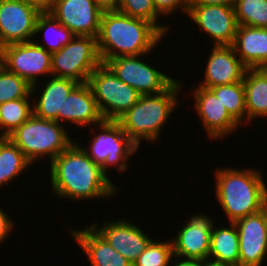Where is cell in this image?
<instances>
[{
	"label": "cell",
	"instance_id": "obj_39",
	"mask_svg": "<svg viewBox=\"0 0 267 266\" xmlns=\"http://www.w3.org/2000/svg\"><path fill=\"white\" fill-rule=\"evenodd\" d=\"M261 211L264 213L265 218H266V222H267V190H266L265 196H264L263 201H262Z\"/></svg>",
	"mask_w": 267,
	"mask_h": 266
},
{
	"label": "cell",
	"instance_id": "obj_11",
	"mask_svg": "<svg viewBox=\"0 0 267 266\" xmlns=\"http://www.w3.org/2000/svg\"><path fill=\"white\" fill-rule=\"evenodd\" d=\"M43 10L25 0H0V46L30 42Z\"/></svg>",
	"mask_w": 267,
	"mask_h": 266
},
{
	"label": "cell",
	"instance_id": "obj_16",
	"mask_svg": "<svg viewBox=\"0 0 267 266\" xmlns=\"http://www.w3.org/2000/svg\"><path fill=\"white\" fill-rule=\"evenodd\" d=\"M91 226L132 264L152 241L143 230L127 220L109 221L100 229H97V223Z\"/></svg>",
	"mask_w": 267,
	"mask_h": 266
},
{
	"label": "cell",
	"instance_id": "obj_17",
	"mask_svg": "<svg viewBox=\"0 0 267 266\" xmlns=\"http://www.w3.org/2000/svg\"><path fill=\"white\" fill-rule=\"evenodd\" d=\"M236 56L232 45L213 46L204 81L198 86L211 88L243 81L247 67Z\"/></svg>",
	"mask_w": 267,
	"mask_h": 266
},
{
	"label": "cell",
	"instance_id": "obj_21",
	"mask_svg": "<svg viewBox=\"0 0 267 266\" xmlns=\"http://www.w3.org/2000/svg\"><path fill=\"white\" fill-rule=\"evenodd\" d=\"M232 46L247 68H267V28L238 25Z\"/></svg>",
	"mask_w": 267,
	"mask_h": 266
},
{
	"label": "cell",
	"instance_id": "obj_41",
	"mask_svg": "<svg viewBox=\"0 0 267 266\" xmlns=\"http://www.w3.org/2000/svg\"><path fill=\"white\" fill-rule=\"evenodd\" d=\"M2 47L0 46V68L2 67Z\"/></svg>",
	"mask_w": 267,
	"mask_h": 266
},
{
	"label": "cell",
	"instance_id": "obj_40",
	"mask_svg": "<svg viewBox=\"0 0 267 266\" xmlns=\"http://www.w3.org/2000/svg\"><path fill=\"white\" fill-rule=\"evenodd\" d=\"M201 266H221V265L210 263V262H204Z\"/></svg>",
	"mask_w": 267,
	"mask_h": 266
},
{
	"label": "cell",
	"instance_id": "obj_3",
	"mask_svg": "<svg viewBox=\"0 0 267 266\" xmlns=\"http://www.w3.org/2000/svg\"><path fill=\"white\" fill-rule=\"evenodd\" d=\"M215 176L216 196L230 223L261 211L267 188L260 171L221 168Z\"/></svg>",
	"mask_w": 267,
	"mask_h": 266
},
{
	"label": "cell",
	"instance_id": "obj_8",
	"mask_svg": "<svg viewBox=\"0 0 267 266\" xmlns=\"http://www.w3.org/2000/svg\"><path fill=\"white\" fill-rule=\"evenodd\" d=\"M98 127L102 133L93 137L90 150L83 146L82 148L106 176L111 165L117 166L119 172H124L127 169L128 157L139 147L123 131L118 121L104 120Z\"/></svg>",
	"mask_w": 267,
	"mask_h": 266
},
{
	"label": "cell",
	"instance_id": "obj_14",
	"mask_svg": "<svg viewBox=\"0 0 267 266\" xmlns=\"http://www.w3.org/2000/svg\"><path fill=\"white\" fill-rule=\"evenodd\" d=\"M239 236V266H261L267 256V222L262 211L234 222Z\"/></svg>",
	"mask_w": 267,
	"mask_h": 266
},
{
	"label": "cell",
	"instance_id": "obj_35",
	"mask_svg": "<svg viewBox=\"0 0 267 266\" xmlns=\"http://www.w3.org/2000/svg\"><path fill=\"white\" fill-rule=\"evenodd\" d=\"M102 12L118 11L121 0H94Z\"/></svg>",
	"mask_w": 267,
	"mask_h": 266
},
{
	"label": "cell",
	"instance_id": "obj_29",
	"mask_svg": "<svg viewBox=\"0 0 267 266\" xmlns=\"http://www.w3.org/2000/svg\"><path fill=\"white\" fill-rule=\"evenodd\" d=\"M234 10L238 25L267 28V0H236Z\"/></svg>",
	"mask_w": 267,
	"mask_h": 266
},
{
	"label": "cell",
	"instance_id": "obj_23",
	"mask_svg": "<svg viewBox=\"0 0 267 266\" xmlns=\"http://www.w3.org/2000/svg\"><path fill=\"white\" fill-rule=\"evenodd\" d=\"M247 122L267 116V68H247L244 78Z\"/></svg>",
	"mask_w": 267,
	"mask_h": 266
},
{
	"label": "cell",
	"instance_id": "obj_4",
	"mask_svg": "<svg viewBox=\"0 0 267 266\" xmlns=\"http://www.w3.org/2000/svg\"><path fill=\"white\" fill-rule=\"evenodd\" d=\"M181 85L179 80H175L161 93L140 95L138 101L117 120L138 147L141 138L148 141L158 139L161 128L176 107L177 91Z\"/></svg>",
	"mask_w": 267,
	"mask_h": 266
},
{
	"label": "cell",
	"instance_id": "obj_36",
	"mask_svg": "<svg viewBox=\"0 0 267 266\" xmlns=\"http://www.w3.org/2000/svg\"><path fill=\"white\" fill-rule=\"evenodd\" d=\"M236 0H188V5H225L234 7Z\"/></svg>",
	"mask_w": 267,
	"mask_h": 266
},
{
	"label": "cell",
	"instance_id": "obj_24",
	"mask_svg": "<svg viewBox=\"0 0 267 266\" xmlns=\"http://www.w3.org/2000/svg\"><path fill=\"white\" fill-rule=\"evenodd\" d=\"M214 228L211 232L208 261L221 266H239V236L237 227ZM210 257H213L210 259Z\"/></svg>",
	"mask_w": 267,
	"mask_h": 266
},
{
	"label": "cell",
	"instance_id": "obj_27",
	"mask_svg": "<svg viewBox=\"0 0 267 266\" xmlns=\"http://www.w3.org/2000/svg\"><path fill=\"white\" fill-rule=\"evenodd\" d=\"M32 94L0 104V128L3 129L0 137H7L33 115V104L28 101Z\"/></svg>",
	"mask_w": 267,
	"mask_h": 266
},
{
	"label": "cell",
	"instance_id": "obj_33",
	"mask_svg": "<svg viewBox=\"0 0 267 266\" xmlns=\"http://www.w3.org/2000/svg\"><path fill=\"white\" fill-rule=\"evenodd\" d=\"M153 3L159 15L171 14L178 7L188 12V0H153Z\"/></svg>",
	"mask_w": 267,
	"mask_h": 266
},
{
	"label": "cell",
	"instance_id": "obj_15",
	"mask_svg": "<svg viewBox=\"0 0 267 266\" xmlns=\"http://www.w3.org/2000/svg\"><path fill=\"white\" fill-rule=\"evenodd\" d=\"M212 219L206 215H193L172 240L174 257L208 261Z\"/></svg>",
	"mask_w": 267,
	"mask_h": 266
},
{
	"label": "cell",
	"instance_id": "obj_10",
	"mask_svg": "<svg viewBox=\"0 0 267 266\" xmlns=\"http://www.w3.org/2000/svg\"><path fill=\"white\" fill-rule=\"evenodd\" d=\"M139 58L140 56H118L108 59L105 64L118 79L141 95L161 93L175 81Z\"/></svg>",
	"mask_w": 267,
	"mask_h": 266
},
{
	"label": "cell",
	"instance_id": "obj_37",
	"mask_svg": "<svg viewBox=\"0 0 267 266\" xmlns=\"http://www.w3.org/2000/svg\"><path fill=\"white\" fill-rule=\"evenodd\" d=\"M175 260L176 263L173 266H201L204 263V261L198 259Z\"/></svg>",
	"mask_w": 267,
	"mask_h": 266
},
{
	"label": "cell",
	"instance_id": "obj_30",
	"mask_svg": "<svg viewBox=\"0 0 267 266\" xmlns=\"http://www.w3.org/2000/svg\"><path fill=\"white\" fill-rule=\"evenodd\" d=\"M31 87L25 79L9 72L4 66L0 68V104L26 98L31 93Z\"/></svg>",
	"mask_w": 267,
	"mask_h": 266
},
{
	"label": "cell",
	"instance_id": "obj_12",
	"mask_svg": "<svg viewBox=\"0 0 267 266\" xmlns=\"http://www.w3.org/2000/svg\"><path fill=\"white\" fill-rule=\"evenodd\" d=\"M75 36L97 38L102 11L94 0H52L46 10Z\"/></svg>",
	"mask_w": 267,
	"mask_h": 266
},
{
	"label": "cell",
	"instance_id": "obj_5",
	"mask_svg": "<svg viewBox=\"0 0 267 266\" xmlns=\"http://www.w3.org/2000/svg\"><path fill=\"white\" fill-rule=\"evenodd\" d=\"M63 126L57 121L41 119L33 114L7 137L31 164L45 155L52 162L73 143Z\"/></svg>",
	"mask_w": 267,
	"mask_h": 266
},
{
	"label": "cell",
	"instance_id": "obj_6",
	"mask_svg": "<svg viewBox=\"0 0 267 266\" xmlns=\"http://www.w3.org/2000/svg\"><path fill=\"white\" fill-rule=\"evenodd\" d=\"M89 85L104 120L117 121L140 98V93L101 63L89 76Z\"/></svg>",
	"mask_w": 267,
	"mask_h": 266
},
{
	"label": "cell",
	"instance_id": "obj_22",
	"mask_svg": "<svg viewBox=\"0 0 267 266\" xmlns=\"http://www.w3.org/2000/svg\"><path fill=\"white\" fill-rule=\"evenodd\" d=\"M78 84L68 78L51 77L44 85L39 100H35L33 114L41 119L58 122V113H63L64 100Z\"/></svg>",
	"mask_w": 267,
	"mask_h": 266
},
{
	"label": "cell",
	"instance_id": "obj_13",
	"mask_svg": "<svg viewBox=\"0 0 267 266\" xmlns=\"http://www.w3.org/2000/svg\"><path fill=\"white\" fill-rule=\"evenodd\" d=\"M188 16L200 31L207 32L214 46L233 45L238 23L234 7L225 5H188Z\"/></svg>",
	"mask_w": 267,
	"mask_h": 266
},
{
	"label": "cell",
	"instance_id": "obj_28",
	"mask_svg": "<svg viewBox=\"0 0 267 266\" xmlns=\"http://www.w3.org/2000/svg\"><path fill=\"white\" fill-rule=\"evenodd\" d=\"M225 106L230 116L241 125L246 117V104L243 82L219 85L210 88ZM245 116V117H244ZM241 122V123H240Z\"/></svg>",
	"mask_w": 267,
	"mask_h": 266
},
{
	"label": "cell",
	"instance_id": "obj_32",
	"mask_svg": "<svg viewBox=\"0 0 267 266\" xmlns=\"http://www.w3.org/2000/svg\"><path fill=\"white\" fill-rule=\"evenodd\" d=\"M119 12L133 18H139L152 23L162 34L167 33V26L157 24L158 16L153 0H121Z\"/></svg>",
	"mask_w": 267,
	"mask_h": 266
},
{
	"label": "cell",
	"instance_id": "obj_9",
	"mask_svg": "<svg viewBox=\"0 0 267 266\" xmlns=\"http://www.w3.org/2000/svg\"><path fill=\"white\" fill-rule=\"evenodd\" d=\"M2 65L32 85V93L36 90L39 75H52L51 53L34 43V40L3 46Z\"/></svg>",
	"mask_w": 267,
	"mask_h": 266
},
{
	"label": "cell",
	"instance_id": "obj_26",
	"mask_svg": "<svg viewBox=\"0 0 267 266\" xmlns=\"http://www.w3.org/2000/svg\"><path fill=\"white\" fill-rule=\"evenodd\" d=\"M30 164L8 137H0V187L12 182Z\"/></svg>",
	"mask_w": 267,
	"mask_h": 266
},
{
	"label": "cell",
	"instance_id": "obj_25",
	"mask_svg": "<svg viewBox=\"0 0 267 266\" xmlns=\"http://www.w3.org/2000/svg\"><path fill=\"white\" fill-rule=\"evenodd\" d=\"M42 31L45 33L44 37L46 45H41L37 42L34 43L43 47L51 54L59 51L75 37V35L67 27L62 25L46 10H43V12L37 18L34 35L38 34L39 32L41 33ZM50 36H52L53 39Z\"/></svg>",
	"mask_w": 267,
	"mask_h": 266
},
{
	"label": "cell",
	"instance_id": "obj_1",
	"mask_svg": "<svg viewBox=\"0 0 267 266\" xmlns=\"http://www.w3.org/2000/svg\"><path fill=\"white\" fill-rule=\"evenodd\" d=\"M76 142L50 162L53 192L70 200L112 197L118 188Z\"/></svg>",
	"mask_w": 267,
	"mask_h": 266
},
{
	"label": "cell",
	"instance_id": "obj_34",
	"mask_svg": "<svg viewBox=\"0 0 267 266\" xmlns=\"http://www.w3.org/2000/svg\"><path fill=\"white\" fill-rule=\"evenodd\" d=\"M13 224L6 212H3L0 208V244L10 234L11 229H13Z\"/></svg>",
	"mask_w": 267,
	"mask_h": 266
},
{
	"label": "cell",
	"instance_id": "obj_38",
	"mask_svg": "<svg viewBox=\"0 0 267 266\" xmlns=\"http://www.w3.org/2000/svg\"><path fill=\"white\" fill-rule=\"evenodd\" d=\"M25 1H28V2L36 4L42 10H47L50 7L51 3H52V0H25Z\"/></svg>",
	"mask_w": 267,
	"mask_h": 266
},
{
	"label": "cell",
	"instance_id": "obj_18",
	"mask_svg": "<svg viewBox=\"0 0 267 266\" xmlns=\"http://www.w3.org/2000/svg\"><path fill=\"white\" fill-rule=\"evenodd\" d=\"M194 91L195 109L209 137L222 138L240 126L210 88L198 86Z\"/></svg>",
	"mask_w": 267,
	"mask_h": 266
},
{
	"label": "cell",
	"instance_id": "obj_31",
	"mask_svg": "<svg viewBox=\"0 0 267 266\" xmlns=\"http://www.w3.org/2000/svg\"><path fill=\"white\" fill-rule=\"evenodd\" d=\"M173 255L172 241L152 240L132 266H170Z\"/></svg>",
	"mask_w": 267,
	"mask_h": 266
},
{
	"label": "cell",
	"instance_id": "obj_20",
	"mask_svg": "<svg viewBox=\"0 0 267 266\" xmlns=\"http://www.w3.org/2000/svg\"><path fill=\"white\" fill-rule=\"evenodd\" d=\"M73 239L87 255L91 266H132L91 225L85 230H71Z\"/></svg>",
	"mask_w": 267,
	"mask_h": 266
},
{
	"label": "cell",
	"instance_id": "obj_2",
	"mask_svg": "<svg viewBox=\"0 0 267 266\" xmlns=\"http://www.w3.org/2000/svg\"><path fill=\"white\" fill-rule=\"evenodd\" d=\"M163 34L150 22L119 11L103 12L97 47L102 63L118 56H145Z\"/></svg>",
	"mask_w": 267,
	"mask_h": 266
},
{
	"label": "cell",
	"instance_id": "obj_19",
	"mask_svg": "<svg viewBox=\"0 0 267 266\" xmlns=\"http://www.w3.org/2000/svg\"><path fill=\"white\" fill-rule=\"evenodd\" d=\"M60 120L79 126L96 125L104 121L98 104L87 83H79L64 100L63 113H58Z\"/></svg>",
	"mask_w": 267,
	"mask_h": 266
},
{
	"label": "cell",
	"instance_id": "obj_7",
	"mask_svg": "<svg viewBox=\"0 0 267 266\" xmlns=\"http://www.w3.org/2000/svg\"><path fill=\"white\" fill-rule=\"evenodd\" d=\"M97 38L75 36L59 51L51 54L52 76L87 83L90 74L101 64Z\"/></svg>",
	"mask_w": 267,
	"mask_h": 266
}]
</instances>
